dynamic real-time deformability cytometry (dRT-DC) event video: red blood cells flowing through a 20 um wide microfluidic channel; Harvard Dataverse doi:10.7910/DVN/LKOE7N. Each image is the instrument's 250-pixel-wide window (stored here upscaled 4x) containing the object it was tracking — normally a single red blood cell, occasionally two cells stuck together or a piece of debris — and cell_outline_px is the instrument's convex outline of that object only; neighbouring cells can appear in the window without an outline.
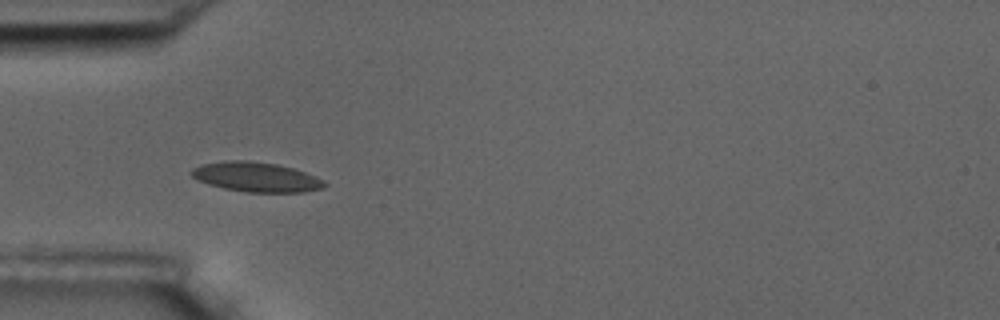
{"species": "common noctule bat (a hibernating species)", "species_latin": "Nyctalus noctula", "temperature_condition": "room temperature", "stored_images_in_passage": 6, "camera_frame_rate_fps": 3000, "um_per_image_px": 0.085, "animal": {"sex": "male", "body_mass_g": 17.5, "forearm_length_mm": 52.3}, "frame": {"image": 1, "passage_image": 5, "time_ms": 5.667, "image_size_px": [1000, 320], "cell_outline_px": [[328, 184], [324, 188], [304, 192], [244, 192], [224, 188], [208, 184], [196, 180], [188, 172], [192, 168], [200, 164], [224, 160], [248, 160], [276, 164], [292, 168], [304, 172], [324, 180]], "centroid_in_image_um": [21.73, 15.04], "position_along_channel_um": 63.3, "area_um2": 23.24}}